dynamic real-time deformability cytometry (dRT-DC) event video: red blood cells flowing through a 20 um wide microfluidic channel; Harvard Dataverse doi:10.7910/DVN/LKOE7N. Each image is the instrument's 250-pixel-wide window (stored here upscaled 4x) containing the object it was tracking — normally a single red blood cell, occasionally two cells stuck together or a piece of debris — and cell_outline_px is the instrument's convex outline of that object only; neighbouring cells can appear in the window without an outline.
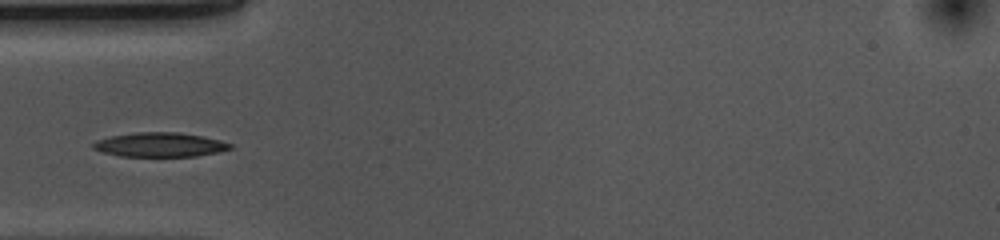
{"species": "common noctule bat (a hibernating species)", "species_latin": "Nyctalus noctula", "temperature_condition": "cold", "stored_images_in_passage": 20, "camera_frame_rate_fps": 3000, "um_per_image_px": 0.085, "animal": {"sex": "female", "body_mass_g": 10.0, "forearm_length_mm": 53.1}, "frame": {"image": 1, "passage_image": 1, "time_ms": 0.0, "image_size_px": [1000, 240], "cell_outline_px": [[232, 148], [220, 152], [196, 156], [120, 156], [104, 152], [92, 148], [92, 144], [96, 140], [112, 136], [136, 132], [180, 132], [204, 136], [220, 140], [232, 144]], "centroid_in_image_um": [13.63, 12.29], "position_along_channel_um": 71.4, "area_um2": 19.42}}
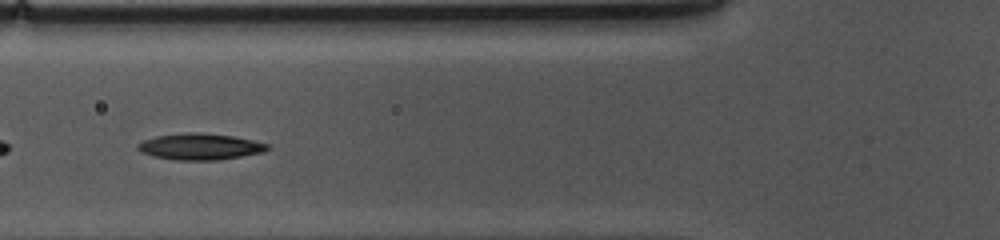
{"frame": {"image": 2, "passage_image": 4, "time_ms": 1.0, "image_size_px": [1000, 240], "cell_outline_px": [[272, 148], [264, 152], [216, 160], [176, 160], [152, 156], [140, 152], [136, 148], [136, 144], [144, 140], [156, 136], [184, 132], [196, 132], [232, 136], [252, 140], [268, 144]], "centroid_in_image_um": [16.97, 12.46], "position_along_channel_um": 108.8, "area_um2": 19.94}}
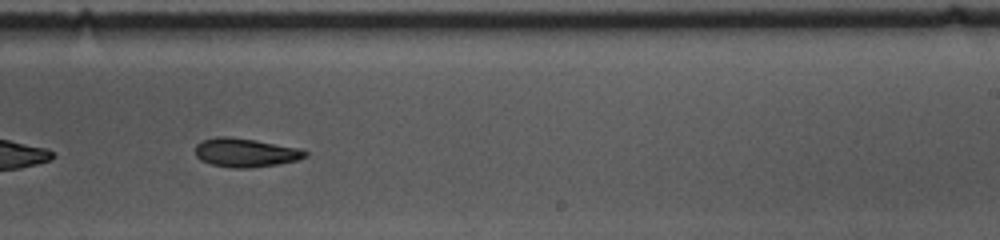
{"frame": {"image": 3, "passage_image": 17, "time_ms": 5.333, "image_size_px": [1000, 240], "cell_outline_px": [[308, 156], [296, 160], [276, 164], [248, 168], [232, 168], [212, 164], [200, 160], [196, 156], [196, 144], [200, 140], [216, 136], [228, 136], [256, 140], [300, 148], [308, 152]], "centroid_in_image_um": [20.84, 12.96], "position_along_channel_um": 268.2, "area_um2": 18.5}}